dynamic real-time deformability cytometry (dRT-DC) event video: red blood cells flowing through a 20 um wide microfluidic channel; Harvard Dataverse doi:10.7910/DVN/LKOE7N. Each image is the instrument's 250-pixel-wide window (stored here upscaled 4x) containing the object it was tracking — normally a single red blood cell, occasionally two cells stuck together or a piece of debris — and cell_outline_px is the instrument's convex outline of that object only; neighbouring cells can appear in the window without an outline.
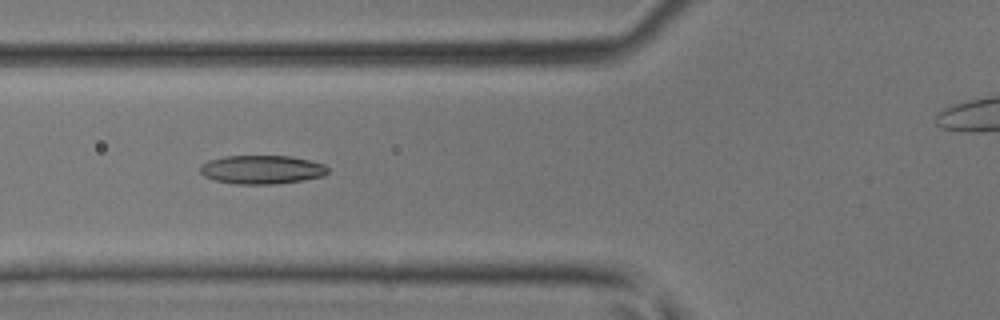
{"species": "common noctule bat (a hibernating species)", "species_latin": "Nyctalus noctula", "temperature_condition": "room temperature", "stored_images_in_passage": 41, "camera_frame_rate_fps": 3000, "um_per_image_px": 0.085, "animal": {"sex": "male", "body_mass_g": 17.9, "forearm_length_mm": 54.2}, "frame": {"image": 1, "passage_image": 18, "time_ms": 5.667, "image_size_px": [1000, 320], "cell_outline_px": [[328, 172], [324, 176], [304, 180], [276, 184], [236, 184], [216, 180], [204, 176], [200, 172], [200, 164], [208, 160], [224, 156], [292, 156], [324, 164], [328, 168]], "centroid_in_image_um": [22.25, 14.41], "position_along_channel_um": 103.5, "area_um2": 21.44}}
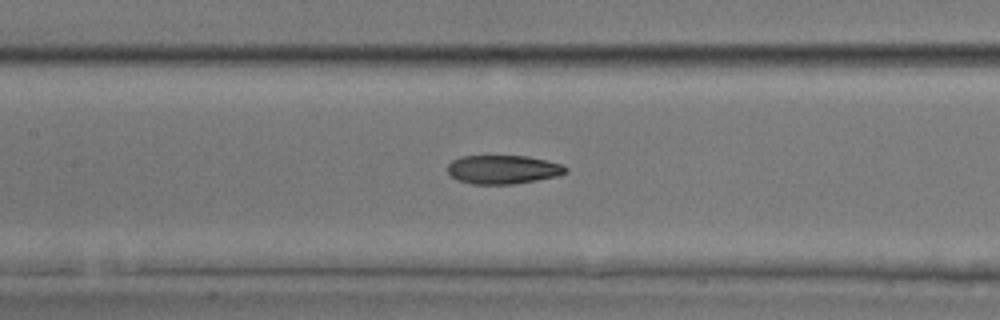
{"frame": {"image": 2, "passage_image": 22, "time_ms": 7.0, "image_size_px": [1000, 320], "cell_outline_px": [[568, 172], [556, 176], [536, 180], [512, 184], [472, 184], [456, 180], [448, 172], [448, 164], [452, 160], [460, 156], [528, 156], [564, 164], [568, 168]], "centroid_in_image_um": [42.76, 14.4], "position_along_channel_um": 164.6, "area_um2": 19.88}}
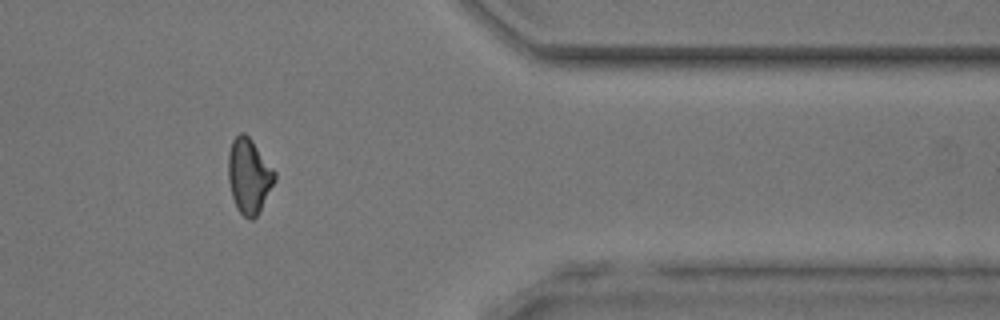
{"frame": {"image": 3, "passage_image": 38, "time_ms": 12.333, "image_size_px": [1000, 320], "cell_outline_px": [[276, 180], [256, 216], [252, 220], [248, 220], [236, 208], [232, 196], [228, 180], [228, 152], [232, 140], [240, 132], [244, 132], [252, 140], [276, 172]], "centroid_in_image_um": [21.15, 14.94], "position_along_channel_um": 390.3, "area_um2": 20.29}}